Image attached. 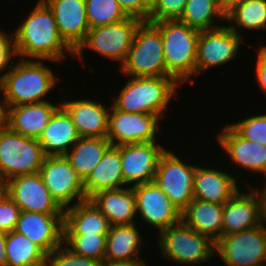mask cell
<instances>
[{
  "instance_id": "83f0119b",
  "label": "cell",
  "mask_w": 266,
  "mask_h": 266,
  "mask_svg": "<svg viewBox=\"0 0 266 266\" xmlns=\"http://www.w3.org/2000/svg\"><path fill=\"white\" fill-rule=\"evenodd\" d=\"M181 221L216 243L222 236L223 205L194 198L181 212Z\"/></svg>"
},
{
  "instance_id": "ffe728a7",
  "label": "cell",
  "mask_w": 266,
  "mask_h": 266,
  "mask_svg": "<svg viewBox=\"0 0 266 266\" xmlns=\"http://www.w3.org/2000/svg\"><path fill=\"white\" fill-rule=\"evenodd\" d=\"M53 12L60 36L75 52L90 29L85 0H43Z\"/></svg>"
},
{
  "instance_id": "7bdbcfd3",
  "label": "cell",
  "mask_w": 266,
  "mask_h": 266,
  "mask_svg": "<svg viewBox=\"0 0 266 266\" xmlns=\"http://www.w3.org/2000/svg\"><path fill=\"white\" fill-rule=\"evenodd\" d=\"M101 266H147L144 259H138L133 261H116V262H103Z\"/></svg>"
},
{
  "instance_id": "836d02e7",
  "label": "cell",
  "mask_w": 266,
  "mask_h": 266,
  "mask_svg": "<svg viewBox=\"0 0 266 266\" xmlns=\"http://www.w3.org/2000/svg\"><path fill=\"white\" fill-rule=\"evenodd\" d=\"M90 28L119 23L128 18L117 0H85Z\"/></svg>"
},
{
  "instance_id": "8d00e7d4",
  "label": "cell",
  "mask_w": 266,
  "mask_h": 266,
  "mask_svg": "<svg viewBox=\"0 0 266 266\" xmlns=\"http://www.w3.org/2000/svg\"><path fill=\"white\" fill-rule=\"evenodd\" d=\"M47 266H101V262L73 253L63 243L47 255Z\"/></svg>"
},
{
  "instance_id": "603a6c76",
  "label": "cell",
  "mask_w": 266,
  "mask_h": 266,
  "mask_svg": "<svg viewBox=\"0 0 266 266\" xmlns=\"http://www.w3.org/2000/svg\"><path fill=\"white\" fill-rule=\"evenodd\" d=\"M57 102L52 104L51 101H47L8 107L5 110L4 124L20 135L39 139L52 114L60 106V102Z\"/></svg>"
},
{
  "instance_id": "2e32d148",
  "label": "cell",
  "mask_w": 266,
  "mask_h": 266,
  "mask_svg": "<svg viewBox=\"0 0 266 266\" xmlns=\"http://www.w3.org/2000/svg\"><path fill=\"white\" fill-rule=\"evenodd\" d=\"M248 192L239 190L223 205L222 235L239 233L260 226L261 206L265 193L262 187L253 188L246 182ZM250 191V192H249Z\"/></svg>"
},
{
  "instance_id": "ac0fdd59",
  "label": "cell",
  "mask_w": 266,
  "mask_h": 266,
  "mask_svg": "<svg viewBox=\"0 0 266 266\" xmlns=\"http://www.w3.org/2000/svg\"><path fill=\"white\" fill-rule=\"evenodd\" d=\"M217 133V143L232 164L251 174L259 173L266 181V146L243 138L230 124ZM261 174V175H260Z\"/></svg>"
},
{
  "instance_id": "44dd1931",
  "label": "cell",
  "mask_w": 266,
  "mask_h": 266,
  "mask_svg": "<svg viewBox=\"0 0 266 266\" xmlns=\"http://www.w3.org/2000/svg\"><path fill=\"white\" fill-rule=\"evenodd\" d=\"M207 166H196L193 196L198 200L224 205L240 190L241 182H237L235 174H230L228 170L224 171L215 165L213 168Z\"/></svg>"
},
{
  "instance_id": "7dc6e473",
  "label": "cell",
  "mask_w": 266,
  "mask_h": 266,
  "mask_svg": "<svg viewBox=\"0 0 266 266\" xmlns=\"http://www.w3.org/2000/svg\"><path fill=\"white\" fill-rule=\"evenodd\" d=\"M262 188H263V190H264L265 197H266V181L264 182V185H262Z\"/></svg>"
},
{
  "instance_id": "4fadbf2b",
  "label": "cell",
  "mask_w": 266,
  "mask_h": 266,
  "mask_svg": "<svg viewBox=\"0 0 266 266\" xmlns=\"http://www.w3.org/2000/svg\"><path fill=\"white\" fill-rule=\"evenodd\" d=\"M160 121L157 115L127 113L111 105L107 139L114 146L157 141Z\"/></svg>"
},
{
  "instance_id": "d590c367",
  "label": "cell",
  "mask_w": 266,
  "mask_h": 266,
  "mask_svg": "<svg viewBox=\"0 0 266 266\" xmlns=\"http://www.w3.org/2000/svg\"><path fill=\"white\" fill-rule=\"evenodd\" d=\"M230 124L243 138L266 146V113L254 114Z\"/></svg>"
},
{
  "instance_id": "277c9868",
  "label": "cell",
  "mask_w": 266,
  "mask_h": 266,
  "mask_svg": "<svg viewBox=\"0 0 266 266\" xmlns=\"http://www.w3.org/2000/svg\"><path fill=\"white\" fill-rule=\"evenodd\" d=\"M161 33L167 72L182 86L194 85L200 31L178 19L153 23Z\"/></svg>"
},
{
  "instance_id": "b9f144b4",
  "label": "cell",
  "mask_w": 266,
  "mask_h": 266,
  "mask_svg": "<svg viewBox=\"0 0 266 266\" xmlns=\"http://www.w3.org/2000/svg\"><path fill=\"white\" fill-rule=\"evenodd\" d=\"M257 61H255V74L261 91L266 94V45L257 48Z\"/></svg>"
},
{
  "instance_id": "484cf974",
  "label": "cell",
  "mask_w": 266,
  "mask_h": 266,
  "mask_svg": "<svg viewBox=\"0 0 266 266\" xmlns=\"http://www.w3.org/2000/svg\"><path fill=\"white\" fill-rule=\"evenodd\" d=\"M110 228L108 219L90 199L64 209L63 234L108 235Z\"/></svg>"
},
{
  "instance_id": "bcb514c9",
  "label": "cell",
  "mask_w": 266,
  "mask_h": 266,
  "mask_svg": "<svg viewBox=\"0 0 266 266\" xmlns=\"http://www.w3.org/2000/svg\"><path fill=\"white\" fill-rule=\"evenodd\" d=\"M0 125L4 124L5 122V109H4V106H3V101L0 97Z\"/></svg>"
},
{
  "instance_id": "52a82bcc",
  "label": "cell",
  "mask_w": 266,
  "mask_h": 266,
  "mask_svg": "<svg viewBox=\"0 0 266 266\" xmlns=\"http://www.w3.org/2000/svg\"><path fill=\"white\" fill-rule=\"evenodd\" d=\"M45 157L38 139L0 125V186L17 176L40 173Z\"/></svg>"
},
{
  "instance_id": "d6a6232c",
  "label": "cell",
  "mask_w": 266,
  "mask_h": 266,
  "mask_svg": "<svg viewBox=\"0 0 266 266\" xmlns=\"http://www.w3.org/2000/svg\"><path fill=\"white\" fill-rule=\"evenodd\" d=\"M7 266H43L47 254L25 235L16 231L6 233Z\"/></svg>"
},
{
  "instance_id": "ee69618b",
  "label": "cell",
  "mask_w": 266,
  "mask_h": 266,
  "mask_svg": "<svg viewBox=\"0 0 266 266\" xmlns=\"http://www.w3.org/2000/svg\"><path fill=\"white\" fill-rule=\"evenodd\" d=\"M6 233L0 232V266H7Z\"/></svg>"
},
{
  "instance_id": "d6986e66",
  "label": "cell",
  "mask_w": 266,
  "mask_h": 266,
  "mask_svg": "<svg viewBox=\"0 0 266 266\" xmlns=\"http://www.w3.org/2000/svg\"><path fill=\"white\" fill-rule=\"evenodd\" d=\"M15 231L48 255L63 243V214L21 211Z\"/></svg>"
},
{
  "instance_id": "e0dca14e",
  "label": "cell",
  "mask_w": 266,
  "mask_h": 266,
  "mask_svg": "<svg viewBox=\"0 0 266 266\" xmlns=\"http://www.w3.org/2000/svg\"><path fill=\"white\" fill-rule=\"evenodd\" d=\"M166 148L157 141L120 145L124 182L129 187L152 182Z\"/></svg>"
},
{
  "instance_id": "7402d4cb",
  "label": "cell",
  "mask_w": 266,
  "mask_h": 266,
  "mask_svg": "<svg viewBox=\"0 0 266 266\" xmlns=\"http://www.w3.org/2000/svg\"><path fill=\"white\" fill-rule=\"evenodd\" d=\"M70 115L80 137L107 138L108 116L111 108L90 99L60 100Z\"/></svg>"
},
{
  "instance_id": "ba28073f",
  "label": "cell",
  "mask_w": 266,
  "mask_h": 266,
  "mask_svg": "<svg viewBox=\"0 0 266 266\" xmlns=\"http://www.w3.org/2000/svg\"><path fill=\"white\" fill-rule=\"evenodd\" d=\"M142 21L134 17L101 27L90 28L84 42L74 52L77 58L84 64V50H92L105 59L123 64L132 45L136 29Z\"/></svg>"
},
{
  "instance_id": "d4e9b609",
  "label": "cell",
  "mask_w": 266,
  "mask_h": 266,
  "mask_svg": "<svg viewBox=\"0 0 266 266\" xmlns=\"http://www.w3.org/2000/svg\"><path fill=\"white\" fill-rule=\"evenodd\" d=\"M90 200L105 215L111 226L128 225L137 222L136 198L133 187L104 190Z\"/></svg>"
},
{
  "instance_id": "4316f807",
  "label": "cell",
  "mask_w": 266,
  "mask_h": 266,
  "mask_svg": "<svg viewBox=\"0 0 266 266\" xmlns=\"http://www.w3.org/2000/svg\"><path fill=\"white\" fill-rule=\"evenodd\" d=\"M127 187L122 173L120 146L111 145L102 159L83 182L85 196L90 199L93 195L104 190H114Z\"/></svg>"
},
{
  "instance_id": "3957f363",
  "label": "cell",
  "mask_w": 266,
  "mask_h": 266,
  "mask_svg": "<svg viewBox=\"0 0 266 266\" xmlns=\"http://www.w3.org/2000/svg\"><path fill=\"white\" fill-rule=\"evenodd\" d=\"M113 97L112 106L127 113L152 114L166 117L169 102L181 86L173 77H132Z\"/></svg>"
},
{
  "instance_id": "6da1fadb",
  "label": "cell",
  "mask_w": 266,
  "mask_h": 266,
  "mask_svg": "<svg viewBox=\"0 0 266 266\" xmlns=\"http://www.w3.org/2000/svg\"><path fill=\"white\" fill-rule=\"evenodd\" d=\"M37 1L21 24L11 31L15 58L49 60L56 64L69 56L75 59L74 51L58 32L53 12L43 0Z\"/></svg>"
},
{
  "instance_id": "5b68a950",
  "label": "cell",
  "mask_w": 266,
  "mask_h": 266,
  "mask_svg": "<svg viewBox=\"0 0 266 266\" xmlns=\"http://www.w3.org/2000/svg\"><path fill=\"white\" fill-rule=\"evenodd\" d=\"M156 234L161 256L177 266L206 264L216 255V243L182 221Z\"/></svg>"
},
{
  "instance_id": "e575fe53",
  "label": "cell",
  "mask_w": 266,
  "mask_h": 266,
  "mask_svg": "<svg viewBox=\"0 0 266 266\" xmlns=\"http://www.w3.org/2000/svg\"><path fill=\"white\" fill-rule=\"evenodd\" d=\"M107 235L63 234V244L73 253L104 262Z\"/></svg>"
},
{
  "instance_id": "f1b7e54d",
  "label": "cell",
  "mask_w": 266,
  "mask_h": 266,
  "mask_svg": "<svg viewBox=\"0 0 266 266\" xmlns=\"http://www.w3.org/2000/svg\"><path fill=\"white\" fill-rule=\"evenodd\" d=\"M137 224L114 225L106 237L105 262L133 261L138 258L144 245L142 233Z\"/></svg>"
},
{
  "instance_id": "1f68e13d",
  "label": "cell",
  "mask_w": 266,
  "mask_h": 266,
  "mask_svg": "<svg viewBox=\"0 0 266 266\" xmlns=\"http://www.w3.org/2000/svg\"><path fill=\"white\" fill-rule=\"evenodd\" d=\"M178 20L199 31L218 28L226 22V0H187Z\"/></svg>"
},
{
  "instance_id": "f35d334b",
  "label": "cell",
  "mask_w": 266,
  "mask_h": 266,
  "mask_svg": "<svg viewBox=\"0 0 266 266\" xmlns=\"http://www.w3.org/2000/svg\"><path fill=\"white\" fill-rule=\"evenodd\" d=\"M21 209L0 186V232L15 231Z\"/></svg>"
},
{
  "instance_id": "60d3db41",
  "label": "cell",
  "mask_w": 266,
  "mask_h": 266,
  "mask_svg": "<svg viewBox=\"0 0 266 266\" xmlns=\"http://www.w3.org/2000/svg\"><path fill=\"white\" fill-rule=\"evenodd\" d=\"M13 59L16 58L13 51L11 32H5L3 28H0V81L8 71Z\"/></svg>"
},
{
  "instance_id": "f6af8a7d",
  "label": "cell",
  "mask_w": 266,
  "mask_h": 266,
  "mask_svg": "<svg viewBox=\"0 0 266 266\" xmlns=\"http://www.w3.org/2000/svg\"><path fill=\"white\" fill-rule=\"evenodd\" d=\"M260 226L262 227L264 233L266 234V197L263 198L261 206Z\"/></svg>"
},
{
  "instance_id": "ab89813d",
  "label": "cell",
  "mask_w": 266,
  "mask_h": 266,
  "mask_svg": "<svg viewBox=\"0 0 266 266\" xmlns=\"http://www.w3.org/2000/svg\"><path fill=\"white\" fill-rule=\"evenodd\" d=\"M128 17L148 21L153 0H117Z\"/></svg>"
},
{
  "instance_id": "30bf717a",
  "label": "cell",
  "mask_w": 266,
  "mask_h": 266,
  "mask_svg": "<svg viewBox=\"0 0 266 266\" xmlns=\"http://www.w3.org/2000/svg\"><path fill=\"white\" fill-rule=\"evenodd\" d=\"M216 255L225 266H266V234L261 226L222 235Z\"/></svg>"
},
{
  "instance_id": "f546056e",
  "label": "cell",
  "mask_w": 266,
  "mask_h": 266,
  "mask_svg": "<svg viewBox=\"0 0 266 266\" xmlns=\"http://www.w3.org/2000/svg\"><path fill=\"white\" fill-rule=\"evenodd\" d=\"M226 22L242 37L243 29L266 30V0H226Z\"/></svg>"
},
{
  "instance_id": "8992f818",
  "label": "cell",
  "mask_w": 266,
  "mask_h": 266,
  "mask_svg": "<svg viewBox=\"0 0 266 266\" xmlns=\"http://www.w3.org/2000/svg\"><path fill=\"white\" fill-rule=\"evenodd\" d=\"M119 71L132 77H172L166 69L160 30L153 23H140Z\"/></svg>"
},
{
  "instance_id": "7a4b0ae2",
  "label": "cell",
  "mask_w": 266,
  "mask_h": 266,
  "mask_svg": "<svg viewBox=\"0 0 266 266\" xmlns=\"http://www.w3.org/2000/svg\"><path fill=\"white\" fill-rule=\"evenodd\" d=\"M13 59L0 81L3 106L8 107L51 101L45 99L60 80L49 65V60ZM59 79V80H58Z\"/></svg>"
},
{
  "instance_id": "8fae6325",
  "label": "cell",
  "mask_w": 266,
  "mask_h": 266,
  "mask_svg": "<svg viewBox=\"0 0 266 266\" xmlns=\"http://www.w3.org/2000/svg\"><path fill=\"white\" fill-rule=\"evenodd\" d=\"M244 39L225 25L200 31L197 41L195 76L234 61L240 53Z\"/></svg>"
},
{
  "instance_id": "74e56055",
  "label": "cell",
  "mask_w": 266,
  "mask_h": 266,
  "mask_svg": "<svg viewBox=\"0 0 266 266\" xmlns=\"http://www.w3.org/2000/svg\"><path fill=\"white\" fill-rule=\"evenodd\" d=\"M187 0H153L148 22L155 23L165 19H178Z\"/></svg>"
},
{
  "instance_id": "9a60e30c",
  "label": "cell",
  "mask_w": 266,
  "mask_h": 266,
  "mask_svg": "<svg viewBox=\"0 0 266 266\" xmlns=\"http://www.w3.org/2000/svg\"><path fill=\"white\" fill-rule=\"evenodd\" d=\"M133 191L137 216H140L145 225L149 224L150 228H156L159 233L181 222V212L154 181L135 185Z\"/></svg>"
},
{
  "instance_id": "5bb4252c",
  "label": "cell",
  "mask_w": 266,
  "mask_h": 266,
  "mask_svg": "<svg viewBox=\"0 0 266 266\" xmlns=\"http://www.w3.org/2000/svg\"><path fill=\"white\" fill-rule=\"evenodd\" d=\"M2 188L21 211L64 214V209L52 197L40 173L11 178Z\"/></svg>"
},
{
  "instance_id": "4dcf8cb0",
  "label": "cell",
  "mask_w": 266,
  "mask_h": 266,
  "mask_svg": "<svg viewBox=\"0 0 266 266\" xmlns=\"http://www.w3.org/2000/svg\"><path fill=\"white\" fill-rule=\"evenodd\" d=\"M111 145L107 138L80 137L64 156L84 182Z\"/></svg>"
},
{
  "instance_id": "7c38bea8",
  "label": "cell",
  "mask_w": 266,
  "mask_h": 266,
  "mask_svg": "<svg viewBox=\"0 0 266 266\" xmlns=\"http://www.w3.org/2000/svg\"><path fill=\"white\" fill-rule=\"evenodd\" d=\"M40 174L52 197L63 209L87 200L83 181L64 155L46 156Z\"/></svg>"
},
{
  "instance_id": "cb8c5ba5",
  "label": "cell",
  "mask_w": 266,
  "mask_h": 266,
  "mask_svg": "<svg viewBox=\"0 0 266 266\" xmlns=\"http://www.w3.org/2000/svg\"><path fill=\"white\" fill-rule=\"evenodd\" d=\"M80 138L70 115L60 105L38 141L46 156L65 155Z\"/></svg>"
},
{
  "instance_id": "9c48e42d",
  "label": "cell",
  "mask_w": 266,
  "mask_h": 266,
  "mask_svg": "<svg viewBox=\"0 0 266 266\" xmlns=\"http://www.w3.org/2000/svg\"><path fill=\"white\" fill-rule=\"evenodd\" d=\"M196 166L197 164L185 162L170 149H166L158 162L153 181L180 212L194 199Z\"/></svg>"
}]
</instances>
